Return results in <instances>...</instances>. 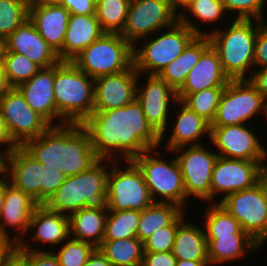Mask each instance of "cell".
I'll use <instances>...</instances> for the list:
<instances>
[{"label":"cell","mask_w":267,"mask_h":266,"mask_svg":"<svg viewBox=\"0 0 267 266\" xmlns=\"http://www.w3.org/2000/svg\"><path fill=\"white\" fill-rule=\"evenodd\" d=\"M82 125L99 159L130 161L161 144V136L147 121L137 99L125 107L93 111Z\"/></svg>","instance_id":"cell-1"},{"label":"cell","mask_w":267,"mask_h":266,"mask_svg":"<svg viewBox=\"0 0 267 266\" xmlns=\"http://www.w3.org/2000/svg\"><path fill=\"white\" fill-rule=\"evenodd\" d=\"M21 147L42 163L44 170H59L66 177L86 171L99 160L89 132L79 123L51 125Z\"/></svg>","instance_id":"cell-2"},{"label":"cell","mask_w":267,"mask_h":266,"mask_svg":"<svg viewBox=\"0 0 267 266\" xmlns=\"http://www.w3.org/2000/svg\"><path fill=\"white\" fill-rule=\"evenodd\" d=\"M263 23L261 20L234 19L228 28L217 27L208 32L211 46L218 53L222 69L230 80L248 79L255 70L256 35Z\"/></svg>","instance_id":"cell-3"},{"label":"cell","mask_w":267,"mask_h":266,"mask_svg":"<svg viewBox=\"0 0 267 266\" xmlns=\"http://www.w3.org/2000/svg\"><path fill=\"white\" fill-rule=\"evenodd\" d=\"M110 167L111 160L99 159L86 171L67 177L44 206L49 211L67 216L82 208L107 209V179Z\"/></svg>","instance_id":"cell-4"},{"label":"cell","mask_w":267,"mask_h":266,"mask_svg":"<svg viewBox=\"0 0 267 266\" xmlns=\"http://www.w3.org/2000/svg\"><path fill=\"white\" fill-rule=\"evenodd\" d=\"M53 93L57 108L56 125L82 124L92 114L94 78L80 70L72 61L55 64Z\"/></svg>","instance_id":"cell-5"},{"label":"cell","mask_w":267,"mask_h":266,"mask_svg":"<svg viewBox=\"0 0 267 266\" xmlns=\"http://www.w3.org/2000/svg\"><path fill=\"white\" fill-rule=\"evenodd\" d=\"M162 155L164 154L161 150L155 148L144 151L132 161L141 170L154 202L175 203L187 211L188 206L186 207V205L189 198L185 194L179 164L175 156L165 160Z\"/></svg>","instance_id":"cell-6"},{"label":"cell","mask_w":267,"mask_h":266,"mask_svg":"<svg viewBox=\"0 0 267 266\" xmlns=\"http://www.w3.org/2000/svg\"><path fill=\"white\" fill-rule=\"evenodd\" d=\"M158 36V37H157ZM196 34L179 20L163 29V34L144 38L142 48H133L134 65L141 74L159 75V73L185 49ZM149 37H151L149 39ZM153 38V39H152ZM149 39V41H147ZM146 40V41H145ZM138 47V48H137Z\"/></svg>","instance_id":"cell-7"},{"label":"cell","mask_w":267,"mask_h":266,"mask_svg":"<svg viewBox=\"0 0 267 266\" xmlns=\"http://www.w3.org/2000/svg\"><path fill=\"white\" fill-rule=\"evenodd\" d=\"M133 48L119 33H104L72 62L95 79L129 69L134 64Z\"/></svg>","instance_id":"cell-8"},{"label":"cell","mask_w":267,"mask_h":266,"mask_svg":"<svg viewBox=\"0 0 267 266\" xmlns=\"http://www.w3.org/2000/svg\"><path fill=\"white\" fill-rule=\"evenodd\" d=\"M111 161V170L107 179L108 211L136 210L142 211L154 201L144 181L143 174L132 161ZM119 166V167H118Z\"/></svg>","instance_id":"cell-9"},{"label":"cell","mask_w":267,"mask_h":266,"mask_svg":"<svg viewBox=\"0 0 267 266\" xmlns=\"http://www.w3.org/2000/svg\"><path fill=\"white\" fill-rule=\"evenodd\" d=\"M265 109L266 100L248 79L230 80L210 127L247 125L259 113L265 117Z\"/></svg>","instance_id":"cell-10"},{"label":"cell","mask_w":267,"mask_h":266,"mask_svg":"<svg viewBox=\"0 0 267 266\" xmlns=\"http://www.w3.org/2000/svg\"><path fill=\"white\" fill-rule=\"evenodd\" d=\"M178 20L170 0H131L120 35L134 47L141 39L167 30Z\"/></svg>","instance_id":"cell-11"},{"label":"cell","mask_w":267,"mask_h":266,"mask_svg":"<svg viewBox=\"0 0 267 266\" xmlns=\"http://www.w3.org/2000/svg\"><path fill=\"white\" fill-rule=\"evenodd\" d=\"M261 247L267 240V209L264 176L250 189L229 194L220 203Z\"/></svg>","instance_id":"cell-12"},{"label":"cell","mask_w":267,"mask_h":266,"mask_svg":"<svg viewBox=\"0 0 267 266\" xmlns=\"http://www.w3.org/2000/svg\"><path fill=\"white\" fill-rule=\"evenodd\" d=\"M171 152L177 155L175 158L182 172L186 196L210 203L211 179L218 154L210 152L203 144L182 146Z\"/></svg>","instance_id":"cell-13"},{"label":"cell","mask_w":267,"mask_h":266,"mask_svg":"<svg viewBox=\"0 0 267 266\" xmlns=\"http://www.w3.org/2000/svg\"><path fill=\"white\" fill-rule=\"evenodd\" d=\"M266 173L267 163L265 162L218 156L211 179V203H220L229 194L252 188ZM218 193L222 197L219 201L214 200Z\"/></svg>","instance_id":"cell-14"},{"label":"cell","mask_w":267,"mask_h":266,"mask_svg":"<svg viewBox=\"0 0 267 266\" xmlns=\"http://www.w3.org/2000/svg\"><path fill=\"white\" fill-rule=\"evenodd\" d=\"M141 75L138 73L136 99L141 104L147 121L161 136V143H163L166 140L165 133L170 128L168 123L173 113L170 112V110L172 111L170 107L177 105V92L158 75H145L147 76L144 80L146 83L140 86Z\"/></svg>","instance_id":"cell-15"},{"label":"cell","mask_w":267,"mask_h":266,"mask_svg":"<svg viewBox=\"0 0 267 266\" xmlns=\"http://www.w3.org/2000/svg\"><path fill=\"white\" fill-rule=\"evenodd\" d=\"M245 124L210 127L211 143L217 148L218 156L252 162H266L267 149L250 126Z\"/></svg>","instance_id":"cell-16"},{"label":"cell","mask_w":267,"mask_h":266,"mask_svg":"<svg viewBox=\"0 0 267 266\" xmlns=\"http://www.w3.org/2000/svg\"><path fill=\"white\" fill-rule=\"evenodd\" d=\"M0 110L12 139L19 146L40 136L51 126L27 104L17 88H11L0 99Z\"/></svg>","instance_id":"cell-17"},{"label":"cell","mask_w":267,"mask_h":266,"mask_svg":"<svg viewBox=\"0 0 267 266\" xmlns=\"http://www.w3.org/2000/svg\"><path fill=\"white\" fill-rule=\"evenodd\" d=\"M38 205L25 195L20 189L15 188L6 180V194L4 198L2 213L0 216V240L4 244L17 246L24 236L28 234L30 218ZM7 228L16 232L10 235Z\"/></svg>","instance_id":"cell-18"},{"label":"cell","mask_w":267,"mask_h":266,"mask_svg":"<svg viewBox=\"0 0 267 266\" xmlns=\"http://www.w3.org/2000/svg\"><path fill=\"white\" fill-rule=\"evenodd\" d=\"M138 71L133 64L119 73L94 79L93 111L125 107L136 99Z\"/></svg>","instance_id":"cell-19"},{"label":"cell","mask_w":267,"mask_h":266,"mask_svg":"<svg viewBox=\"0 0 267 266\" xmlns=\"http://www.w3.org/2000/svg\"><path fill=\"white\" fill-rule=\"evenodd\" d=\"M43 172V164L32 158L21 146L6 155L5 176L37 205L45 204L41 198Z\"/></svg>","instance_id":"cell-20"},{"label":"cell","mask_w":267,"mask_h":266,"mask_svg":"<svg viewBox=\"0 0 267 266\" xmlns=\"http://www.w3.org/2000/svg\"><path fill=\"white\" fill-rule=\"evenodd\" d=\"M1 52H17L28 57L40 68H48L60 62L55 50L42 38L28 19L3 42Z\"/></svg>","instance_id":"cell-21"},{"label":"cell","mask_w":267,"mask_h":266,"mask_svg":"<svg viewBox=\"0 0 267 266\" xmlns=\"http://www.w3.org/2000/svg\"><path fill=\"white\" fill-rule=\"evenodd\" d=\"M55 65L41 68L30 80L17 89L24 96L27 104L50 125L57 122V108L53 93Z\"/></svg>","instance_id":"cell-22"},{"label":"cell","mask_w":267,"mask_h":266,"mask_svg":"<svg viewBox=\"0 0 267 266\" xmlns=\"http://www.w3.org/2000/svg\"><path fill=\"white\" fill-rule=\"evenodd\" d=\"M70 12L62 5H29V20L63 61V43Z\"/></svg>","instance_id":"cell-23"},{"label":"cell","mask_w":267,"mask_h":266,"mask_svg":"<svg viewBox=\"0 0 267 266\" xmlns=\"http://www.w3.org/2000/svg\"><path fill=\"white\" fill-rule=\"evenodd\" d=\"M230 79L224 73L218 53L210 46L189 71L177 99L182 101L188 94L213 87H225Z\"/></svg>","instance_id":"cell-24"},{"label":"cell","mask_w":267,"mask_h":266,"mask_svg":"<svg viewBox=\"0 0 267 266\" xmlns=\"http://www.w3.org/2000/svg\"><path fill=\"white\" fill-rule=\"evenodd\" d=\"M177 104L180 107L174 113L176 118L173 122L175 123L171 122L172 134L168 136L169 139H167L165 145L161 144L159 146L162 149L164 148V151H168V153L182 146L201 145L203 142L201 138L204 136L208 135L207 139H210V123L190 110L181 101L178 100Z\"/></svg>","instance_id":"cell-25"},{"label":"cell","mask_w":267,"mask_h":266,"mask_svg":"<svg viewBox=\"0 0 267 266\" xmlns=\"http://www.w3.org/2000/svg\"><path fill=\"white\" fill-rule=\"evenodd\" d=\"M32 230L35 231L30 240L34 243L42 242L55 247L70 238V219L65 214L52 212L44 205H38L30 218L28 233Z\"/></svg>","instance_id":"cell-26"},{"label":"cell","mask_w":267,"mask_h":266,"mask_svg":"<svg viewBox=\"0 0 267 266\" xmlns=\"http://www.w3.org/2000/svg\"><path fill=\"white\" fill-rule=\"evenodd\" d=\"M104 33L95 14H70L63 43V61H72Z\"/></svg>","instance_id":"cell-27"},{"label":"cell","mask_w":267,"mask_h":266,"mask_svg":"<svg viewBox=\"0 0 267 266\" xmlns=\"http://www.w3.org/2000/svg\"><path fill=\"white\" fill-rule=\"evenodd\" d=\"M205 237L208 243V258L210 266L233 262L234 260L243 258L246 253H253L260 249V245L248 234Z\"/></svg>","instance_id":"cell-28"},{"label":"cell","mask_w":267,"mask_h":266,"mask_svg":"<svg viewBox=\"0 0 267 266\" xmlns=\"http://www.w3.org/2000/svg\"><path fill=\"white\" fill-rule=\"evenodd\" d=\"M210 46L208 35H196L188 43L184 51L168 64L158 76L177 92L184 84L189 71Z\"/></svg>","instance_id":"cell-29"},{"label":"cell","mask_w":267,"mask_h":266,"mask_svg":"<svg viewBox=\"0 0 267 266\" xmlns=\"http://www.w3.org/2000/svg\"><path fill=\"white\" fill-rule=\"evenodd\" d=\"M172 253L177 260L209 261L204 228L185 218L177 227Z\"/></svg>","instance_id":"cell-30"},{"label":"cell","mask_w":267,"mask_h":266,"mask_svg":"<svg viewBox=\"0 0 267 266\" xmlns=\"http://www.w3.org/2000/svg\"><path fill=\"white\" fill-rule=\"evenodd\" d=\"M107 214L108 209L94 208H82L72 213L69 216L70 238L98 248L103 241Z\"/></svg>","instance_id":"cell-31"},{"label":"cell","mask_w":267,"mask_h":266,"mask_svg":"<svg viewBox=\"0 0 267 266\" xmlns=\"http://www.w3.org/2000/svg\"><path fill=\"white\" fill-rule=\"evenodd\" d=\"M185 210L171 202H153L140 212L137 238L143 243L158 229L170 226Z\"/></svg>","instance_id":"cell-32"},{"label":"cell","mask_w":267,"mask_h":266,"mask_svg":"<svg viewBox=\"0 0 267 266\" xmlns=\"http://www.w3.org/2000/svg\"><path fill=\"white\" fill-rule=\"evenodd\" d=\"M113 266H141L143 242L137 238L103 240L98 247Z\"/></svg>","instance_id":"cell-33"},{"label":"cell","mask_w":267,"mask_h":266,"mask_svg":"<svg viewBox=\"0 0 267 266\" xmlns=\"http://www.w3.org/2000/svg\"><path fill=\"white\" fill-rule=\"evenodd\" d=\"M186 11L187 13L190 12L191 18ZM225 13L227 14L222 0H194L179 14V21L189 27L196 35H208L209 31L201 29L202 26L198 27V22L212 24L218 22L223 16L225 17Z\"/></svg>","instance_id":"cell-34"},{"label":"cell","mask_w":267,"mask_h":266,"mask_svg":"<svg viewBox=\"0 0 267 266\" xmlns=\"http://www.w3.org/2000/svg\"><path fill=\"white\" fill-rule=\"evenodd\" d=\"M203 228L205 236H231L247 234L240 223L219 203H210L204 211Z\"/></svg>","instance_id":"cell-35"},{"label":"cell","mask_w":267,"mask_h":266,"mask_svg":"<svg viewBox=\"0 0 267 266\" xmlns=\"http://www.w3.org/2000/svg\"><path fill=\"white\" fill-rule=\"evenodd\" d=\"M131 0H99L95 16L105 33H121L124 29Z\"/></svg>","instance_id":"cell-36"},{"label":"cell","mask_w":267,"mask_h":266,"mask_svg":"<svg viewBox=\"0 0 267 266\" xmlns=\"http://www.w3.org/2000/svg\"><path fill=\"white\" fill-rule=\"evenodd\" d=\"M140 211H108L103 240H116L137 237Z\"/></svg>","instance_id":"cell-37"},{"label":"cell","mask_w":267,"mask_h":266,"mask_svg":"<svg viewBox=\"0 0 267 266\" xmlns=\"http://www.w3.org/2000/svg\"><path fill=\"white\" fill-rule=\"evenodd\" d=\"M0 59L12 88L27 82L41 69L28 57L17 52H1Z\"/></svg>","instance_id":"cell-38"},{"label":"cell","mask_w":267,"mask_h":266,"mask_svg":"<svg viewBox=\"0 0 267 266\" xmlns=\"http://www.w3.org/2000/svg\"><path fill=\"white\" fill-rule=\"evenodd\" d=\"M29 19L28 0H0V41Z\"/></svg>","instance_id":"cell-39"},{"label":"cell","mask_w":267,"mask_h":266,"mask_svg":"<svg viewBox=\"0 0 267 266\" xmlns=\"http://www.w3.org/2000/svg\"><path fill=\"white\" fill-rule=\"evenodd\" d=\"M224 89L225 87L207 88L188 94L181 102L211 124Z\"/></svg>","instance_id":"cell-40"},{"label":"cell","mask_w":267,"mask_h":266,"mask_svg":"<svg viewBox=\"0 0 267 266\" xmlns=\"http://www.w3.org/2000/svg\"><path fill=\"white\" fill-rule=\"evenodd\" d=\"M95 247L87 242L69 238L60 246V249L53 251L61 266H84L89 255Z\"/></svg>","instance_id":"cell-41"},{"label":"cell","mask_w":267,"mask_h":266,"mask_svg":"<svg viewBox=\"0 0 267 266\" xmlns=\"http://www.w3.org/2000/svg\"><path fill=\"white\" fill-rule=\"evenodd\" d=\"M186 218L185 211L170 225L155 231L144 243V252H170L178 225Z\"/></svg>","instance_id":"cell-42"},{"label":"cell","mask_w":267,"mask_h":266,"mask_svg":"<svg viewBox=\"0 0 267 266\" xmlns=\"http://www.w3.org/2000/svg\"><path fill=\"white\" fill-rule=\"evenodd\" d=\"M266 0H222L225 10L234 13V19L243 20H261L266 22L265 15L263 14Z\"/></svg>","instance_id":"cell-43"},{"label":"cell","mask_w":267,"mask_h":266,"mask_svg":"<svg viewBox=\"0 0 267 266\" xmlns=\"http://www.w3.org/2000/svg\"><path fill=\"white\" fill-rule=\"evenodd\" d=\"M26 243L22 240L17 247L22 250H27L28 266H61L58 258L54 254L53 250L35 248L34 245ZM48 250V251H47Z\"/></svg>","instance_id":"cell-44"},{"label":"cell","mask_w":267,"mask_h":266,"mask_svg":"<svg viewBox=\"0 0 267 266\" xmlns=\"http://www.w3.org/2000/svg\"><path fill=\"white\" fill-rule=\"evenodd\" d=\"M66 176L59 170L46 169L43 172L41 198L46 202L66 181Z\"/></svg>","instance_id":"cell-45"},{"label":"cell","mask_w":267,"mask_h":266,"mask_svg":"<svg viewBox=\"0 0 267 266\" xmlns=\"http://www.w3.org/2000/svg\"><path fill=\"white\" fill-rule=\"evenodd\" d=\"M267 68V21L258 29L254 49V68Z\"/></svg>","instance_id":"cell-46"},{"label":"cell","mask_w":267,"mask_h":266,"mask_svg":"<svg viewBox=\"0 0 267 266\" xmlns=\"http://www.w3.org/2000/svg\"><path fill=\"white\" fill-rule=\"evenodd\" d=\"M177 259L170 252H144L141 266H176Z\"/></svg>","instance_id":"cell-47"},{"label":"cell","mask_w":267,"mask_h":266,"mask_svg":"<svg viewBox=\"0 0 267 266\" xmlns=\"http://www.w3.org/2000/svg\"><path fill=\"white\" fill-rule=\"evenodd\" d=\"M70 14L92 15L95 14L96 2L93 0H61Z\"/></svg>","instance_id":"cell-48"},{"label":"cell","mask_w":267,"mask_h":266,"mask_svg":"<svg viewBox=\"0 0 267 266\" xmlns=\"http://www.w3.org/2000/svg\"><path fill=\"white\" fill-rule=\"evenodd\" d=\"M0 266H28L27 250L12 246L0 261Z\"/></svg>","instance_id":"cell-49"},{"label":"cell","mask_w":267,"mask_h":266,"mask_svg":"<svg viewBox=\"0 0 267 266\" xmlns=\"http://www.w3.org/2000/svg\"><path fill=\"white\" fill-rule=\"evenodd\" d=\"M248 80L267 101V68L253 70Z\"/></svg>","instance_id":"cell-50"},{"label":"cell","mask_w":267,"mask_h":266,"mask_svg":"<svg viewBox=\"0 0 267 266\" xmlns=\"http://www.w3.org/2000/svg\"><path fill=\"white\" fill-rule=\"evenodd\" d=\"M6 147L4 150V146ZM0 145H2V149L0 150L5 154H9L12 150L17 148L19 145L12 139L5 120L2 117L1 110H0Z\"/></svg>","instance_id":"cell-51"},{"label":"cell","mask_w":267,"mask_h":266,"mask_svg":"<svg viewBox=\"0 0 267 266\" xmlns=\"http://www.w3.org/2000/svg\"><path fill=\"white\" fill-rule=\"evenodd\" d=\"M84 266H113L99 248H95L89 255Z\"/></svg>","instance_id":"cell-52"},{"label":"cell","mask_w":267,"mask_h":266,"mask_svg":"<svg viewBox=\"0 0 267 266\" xmlns=\"http://www.w3.org/2000/svg\"><path fill=\"white\" fill-rule=\"evenodd\" d=\"M6 73L4 71V67L2 61L0 59V99L11 89Z\"/></svg>","instance_id":"cell-53"},{"label":"cell","mask_w":267,"mask_h":266,"mask_svg":"<svg viewBox=\"0 0 267 266\" xmlns=\"http://www.w3.org/2000/svg\"><path fill=\"white\" fill-rule=\"evenodd\" d=\"M170 1H171L173 10L179 15L194 0H170ZM179 9H181L182 11L181 10L179 11Z\"/></svg>","instance_id":"cell-54"},{"label":"cell","mask_w":267,"mask_h":266,"mask_svg":"<svg viewBox=\"0 0 267 266\" xmlns=\"http://www.w3.org/2000/svg\"><path fill=\"white\" fill-rule=\"evenodd\" d=\"M176 266H210L209 261L177 260Z\"/></svg>","instance_id":"cell-55"},{"label":"cell","mask_w":267,"mask_h":266,"mask_svg":"<svg viewBox=\"0 0 267 266\" xmlns=\"http://www.w3.org/2000/svg\"><path fill=\"white\" fill-rule=\"evenodd\" d=\"M29 5H61V0H28Z\"/></svg>","instance_id":"cell-56"},{"label":"cell","mask_w":267,"mask_h":266,"mask_svg":"<svg viewBox=\"0 0 267 266\" xmlns=\"http://www.w3.org/2000/svg\"><path fill=\"white\" fill-rule=\"evenodd\" d=\"M6 179L7 177L4 176L2 179H0V216L2 213L4 198L6 194Z\"/></svg>","instance_id":"cell-57"},{"label":"cell","mask_w":267,"mask_h":266,"mask_svg":"<svg viewBox=\"0 0 267 266\" xmlns=\"http://www.w3.org/2000/svg\"><path fill=\"white\" fill-rule=\"evenodd\" d=\"M6 170V155L0 150V179L5 175Z\"/></svg>","instance_id":"cell-58"},{"label":"cell","mask_w":267,"mask_h":266,"mask_svg":"<svg viewBox=\"0 0 267 266\" xmlns=\"http://www.w3.org/2000/svg\"><path fill=\"white\" fill-rule=\"evenodd\" d=\"M12 246L11 245H8V244H3L1 247H0V261L2 259V256L11 248Z\"/></svg>","instance_id":"cell-59"},{"label":"cell","mask_w":267,"mask_h":266,"mask_svg":"<svg viewBox=\"0 0 267 266\" xmlns=\"http://www.w3.org/2000/svg\"><path fill=\"white\" fill-rule=\"evenodd\" d=\"M264 196L267 209V173L264 175Z\"/></svg>","instance_id":"cell-60"},{"label":"cell","mask_w":267,"mask_h":266,"mask_svg":"<svg viewBox=\"0 0 267 266\" xmlns=\"http://www.w3.org/2000/svg\"><path fill=\"white\" fill-rule=\"evenodd\" d=\"M2 48H3V44H2V42L0 41V55H1Z\"/></svg>","instance_id":"cell-61"},{"label":"cell","mask_w":267,"mask_h":266,"mask_svg":"<svg viewBox=\"0 0 267 266\" xmlns=\"http://www.w3.org/2000/svg\"><path fill=\"white\" fill-rule=\"evenodd\" d=\"M265 117L267 119V101H266Z\"/></svg>","instance_id":"cell-62"},{"label":"cell","mask_w":267,"mask_h":266,"mask_svg":"<svg viewBox=\"0 0 267 266\" xmlns=\"http://www.w3.org/2000/svg\"><path fill=\"white\" fill-rule=\"evenodd\" d=\"M4 243L0 240V247L3 245Z\"/></svg>","instance_id":"cell-63"}]
</instances>
